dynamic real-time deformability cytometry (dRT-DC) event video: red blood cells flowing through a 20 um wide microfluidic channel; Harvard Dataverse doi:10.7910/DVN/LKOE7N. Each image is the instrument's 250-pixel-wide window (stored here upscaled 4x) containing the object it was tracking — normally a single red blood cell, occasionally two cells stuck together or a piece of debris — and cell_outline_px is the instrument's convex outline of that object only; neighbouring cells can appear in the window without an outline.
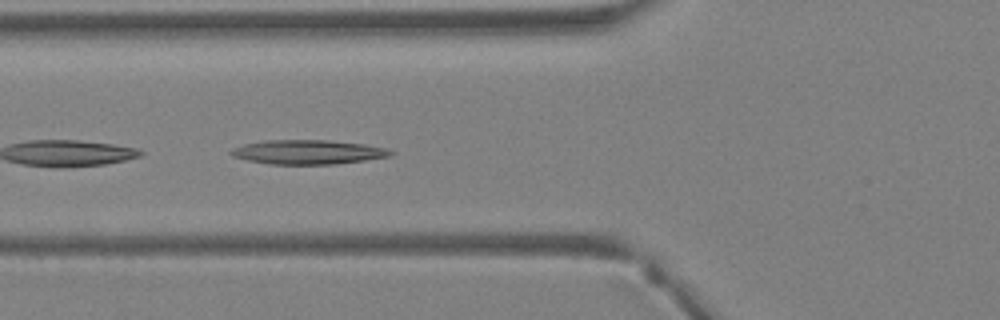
{"species": "Egyptian fruit bat (a non-hibernating species)", "species_latin": "Rousettus aegyptiacus", "temperature_condition": "warm", "stored_images_in_passage": 28, "camera_frame_rate_fps": 3000, "um_per_image_px": 0.085, "animal": {"sex": "female"}, "frame": {"image": 1, "passage_image": 4, "time_ms": 1.0, "image_size_px": [1000, 320], "cell_outline_px": [[396, 152], [392, 156], [364, 160], [332, 164], [268, 164], [248, 160], [232, 156], [228, 152], [232, 148], [244, 144], [268, 140], [324, 140], [364, 144], [384, 148]], "centroid_in_image_um": [26.16, 12.92], "position_along_channel_um": 99.6, "area_um2": 22.43}}
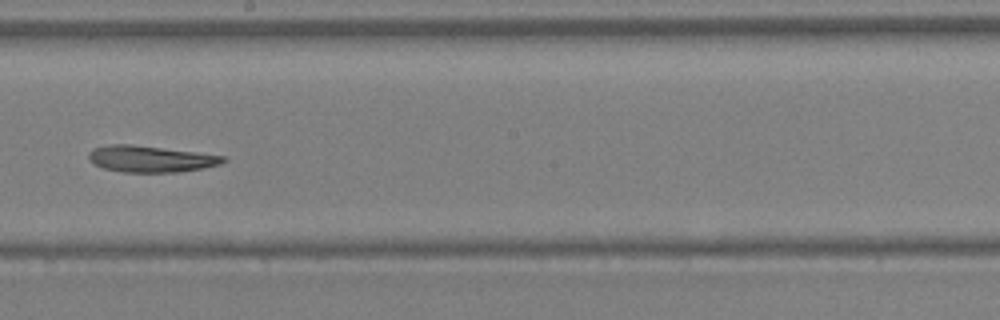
{"frame": {"image": 2, "passage_image": 12, "time_ms": 3.667, "image_size_px": [1000, 320], "cell_outline_px": [[228, 160], [220, 164], [204, 168], [176, 172], [124, 172], [104, 168], [96, 164], [88, 156], [88, 152], [92, 148], [112, 144], [128, 144], [224, 156]], "centroid_in_image_um": [12.8, 13.51], "position_along_channel_um": 235.4, "area_um2": 20.29}}
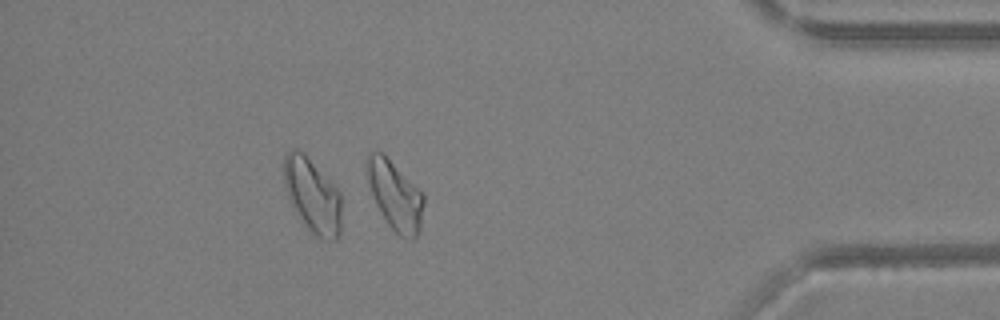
{"frame": {"image": 3, "passage_image": 24, "time_ms": 7.667, "image_size_px": [1000, 320], "cell_outline_px": [[424, 204], [420, 232], [412, 240], [400, 236], [388, 224], [376, 204], [372, 196], [368, 184], [364, 164], [368, 156], [372, 152], [384, 152], [424, 192]], "centroid_in_image_um": [33.59, 16.57], "position_along_channel_um": 401.6, "area_um2": 23.41}}